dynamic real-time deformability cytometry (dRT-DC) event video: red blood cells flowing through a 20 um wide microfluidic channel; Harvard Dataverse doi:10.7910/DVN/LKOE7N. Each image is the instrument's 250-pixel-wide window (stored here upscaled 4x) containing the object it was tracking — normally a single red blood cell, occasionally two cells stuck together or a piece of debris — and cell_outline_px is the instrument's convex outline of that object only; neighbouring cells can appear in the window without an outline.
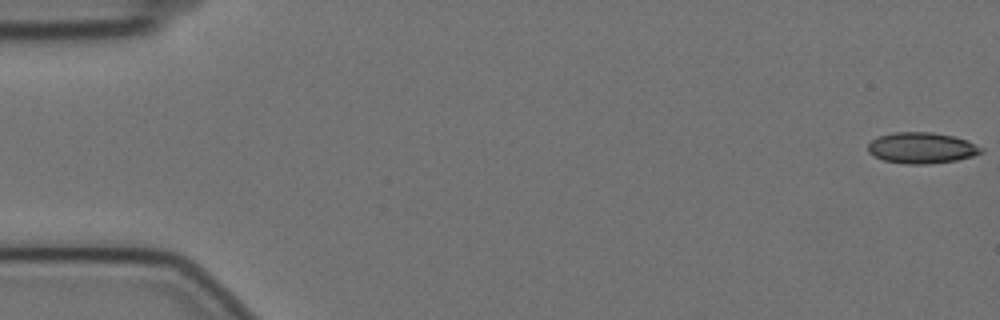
{"species": "Egyptian fruit bat (a non-hibernating species)", "species_latin": "Rousettus aegyptiacus", "temperature_condition": "cold", "stored_images_in_passage": 11, "camera_frame_rate_fps": 3000, "um_per_image_px": 0.085, "animal": {"sex": "female"}, "frame": {"image": 1, "passage_image": 1, "time_ms": 0.0, "image_size_px": [1000, 320], "cell_outline_px": [[984, 152], [972, 156], [956, 160], [928, 164], [904, 164], [884, 160], [868, 152], [868, 144], [872, 140], [880, 136], [896, 132], [932, 132], [952, 136], [968, 140], [984, 148]], "centroid_in_image_um": [78.38, 12.57], "position_along_channel_um": 6.6, "area_um2": 20.4}}